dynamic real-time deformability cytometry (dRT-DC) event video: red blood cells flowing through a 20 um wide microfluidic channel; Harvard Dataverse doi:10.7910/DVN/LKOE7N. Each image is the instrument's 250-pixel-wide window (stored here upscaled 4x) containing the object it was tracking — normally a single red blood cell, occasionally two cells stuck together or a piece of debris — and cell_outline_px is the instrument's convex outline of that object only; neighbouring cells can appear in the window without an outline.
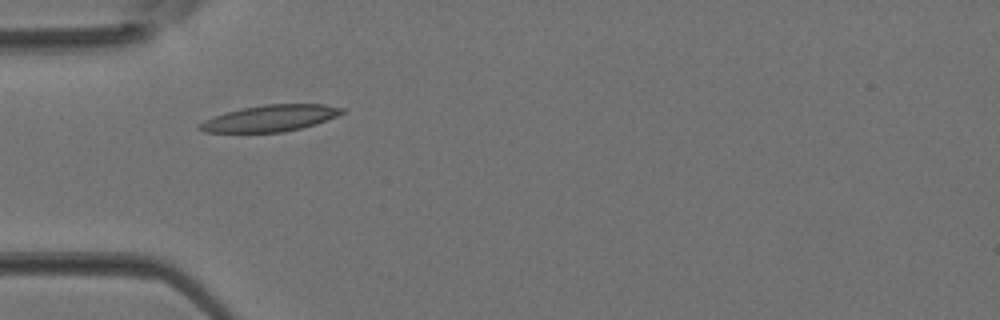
{"species": "Egyptian fruit bat (a non-hibernating species)", "species_latin": "Rousettus aegyptiacus", "temperature_condition": "room temperature", "stored_images_in_passage": 3, "camera_frame_rate_fps": 3000, "um_per_image_px": 0.085, "animal": {"sex": "female"}, "frame": {"image": 1, "passage_image": 3, "time_ms": 0.667, "image_size_px": [1000, 320], "cell_outline_px": [[344, 112], [336, 116], [316, 124], [284, 132], [204, 132], [196, 128], [204, 120], [228, 112], [244, 108], [264, 104], [324, 104], [344, 108]], "centroid_in_image_um": [22.99, 10.05], "position_along_channel_um": 62.0, "area_um2": 21.62}}